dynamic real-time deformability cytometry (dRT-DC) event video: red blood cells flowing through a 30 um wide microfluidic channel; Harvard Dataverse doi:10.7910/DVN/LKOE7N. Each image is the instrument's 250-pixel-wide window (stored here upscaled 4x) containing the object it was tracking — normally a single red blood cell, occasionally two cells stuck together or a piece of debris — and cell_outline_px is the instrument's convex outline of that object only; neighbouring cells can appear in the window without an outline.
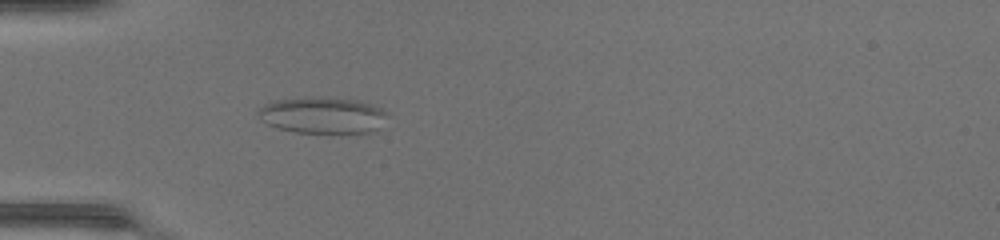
{"species": "common noctule bat (a hibernating species)", "species_latin": "Nyctalus noctula", "temperature_condition": "warm", "stored_images_in_passage": 47, "camera_frame_rate_fps": 3000, "um_per_image_px": 0.085, "animal": {"sex": "female", "body_mass_g": 17.0, "forearm_length_mm": 48.0}, "frame": {"image": 1, "passage_image": 15, "time_ms": 4.667, "image_size_px": [1000, 240], "cell_outline_px": [[392, 116], [376, 132], [340, 136], [296, 132], [276, 128], [260, 120], [256, 116], [256, 112], [264, 104], [272, 100], [304, 96], [356, 100], [372, 104], [388, 112]], "centroid_in_image_um": [27.48, 9.85], "position_along_channel_um": 57.5, "area_um2": 29.13}}
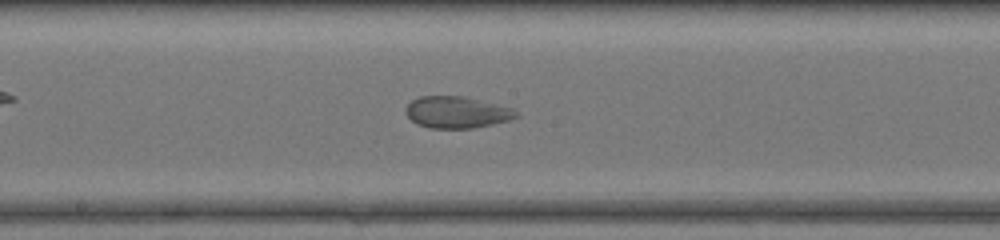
{"frame": {"image": 2, "passage_image": 26, "time_ms": 8.333, "image_size_px": [1000, 240], "cell_outline_px": [[520, 116], [508, 120], [492, 124], [472, 128], [428, 128], [416, 124], [404, 112], [404, 108], [412, 100], [420, 96], [464, 96], [512, 108]], "centroid_in_image_um": [38.79, 9.54], "position_along_channel_um": 209.4, "area_um2": 20.35}}
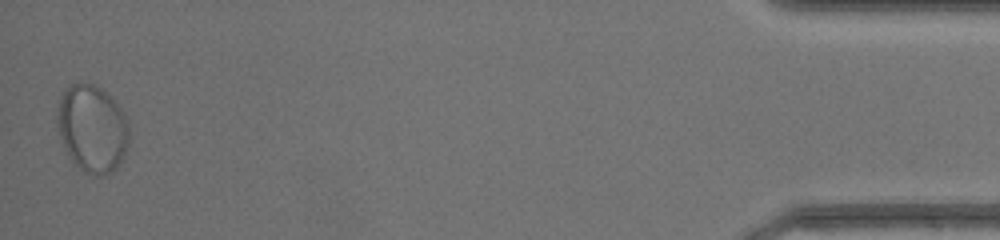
{"frame": {"image": 3, "passage_image": 47, "time_ms": 15.333, "image_size_px": [1000, 240], "cell_outline_px": [[128, 144], [120, 164], [112, 172], [104, 176], [96, 176], [84, 172], [68, 156], [64, 148], [56, 124], [56, 108], [64, 88], [72, 84], [92, 84], [100, 88], [112, 96], [128, 120]], "centroid_in_image_um": [7.82, 10.93], "position_along_channel_um": 427.4, "area_um2": 36.93}}